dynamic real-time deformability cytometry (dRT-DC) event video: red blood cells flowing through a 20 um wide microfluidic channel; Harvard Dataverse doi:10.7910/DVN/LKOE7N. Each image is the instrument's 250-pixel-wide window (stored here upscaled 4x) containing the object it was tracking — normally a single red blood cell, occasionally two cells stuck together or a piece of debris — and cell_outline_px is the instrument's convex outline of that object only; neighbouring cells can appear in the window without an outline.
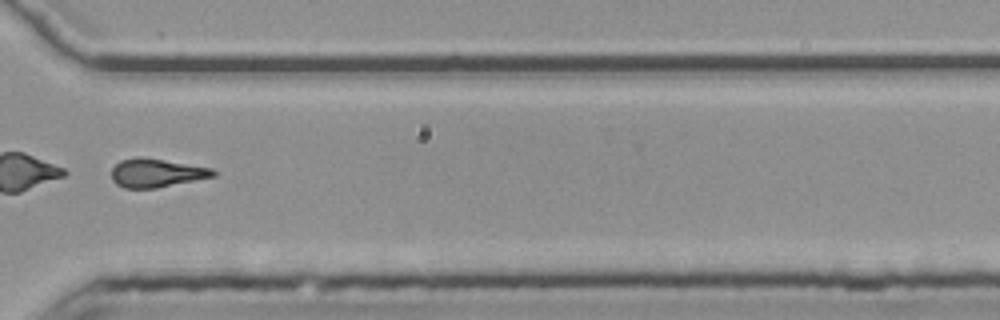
{"species": "common noctule bat (a hibernating species)", "species_latin": "Nyctalus noctula", "temperature_condition": "room temperature", "stored_images_in_passage": 34, "camera_frame_rate_fps": 3000, "um_per_image_px": 0.085, "animal": {"sex": "female", "body_mass_g": 25.1}, "frame": {"image": 1, "passage_image": 25, "time_ms": 8.0, "image_size_px": [1000, 320], "cell_outline_px": [[216, 176], [156, 188], [124, 188], [116, 184], [112, 180], [112, 168], [120, 160], [140, 156], [212, 168], [216, 172]], "centroid_in_image_um": [13.28, 14.7], "position_along_channel_um": 357.3, "area_um2": 16.88}, "authors_computed_cell_mechanics": {"area_um2": 17.3111, "velocity_mm_per_s": 3.7907, "shape_relaxation_time_tau1_ms": 3.6697, "shape_relaxation_time_tau2_ms": 5.5377, "deformation_change_tau1": 0.2368, "deformation_change_tau2": 0.1739}}